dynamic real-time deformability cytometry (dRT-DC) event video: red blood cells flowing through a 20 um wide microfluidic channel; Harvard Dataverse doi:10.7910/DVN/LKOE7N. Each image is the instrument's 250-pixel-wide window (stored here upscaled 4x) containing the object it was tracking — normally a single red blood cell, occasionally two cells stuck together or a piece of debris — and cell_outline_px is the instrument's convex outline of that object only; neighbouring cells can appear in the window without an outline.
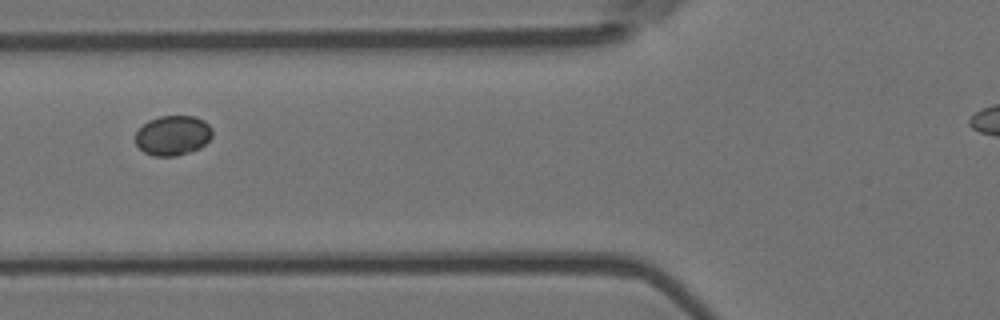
{"species": "Egyptian fruit bat (a non-hibernating species)", "species_latin": "Rousettus aegyptiacus", "temperature_condition": "room temperature", "stored_images_in_passage": 5, "camera_frame_rate_fps": 3000, "um_per_image_px": 0.085, "animal": {"sex": "female"}, "frame": {"image": 1, "passage_image": 3, "time_ms": 0.667, "image_size_px": [1000, 320], "cell_outline_px": [[212, 136], [200, 148], [176, 156], [152, 156], [144, 152], [136, 144], [136, 132], [148, 120], [160, 116], [196, 116], [204, 120], [212, 128]], "centroid_in_image_um": [14.7, 11.5], "position_along_channel_um": 111.1, "area_um2": 17.86}}
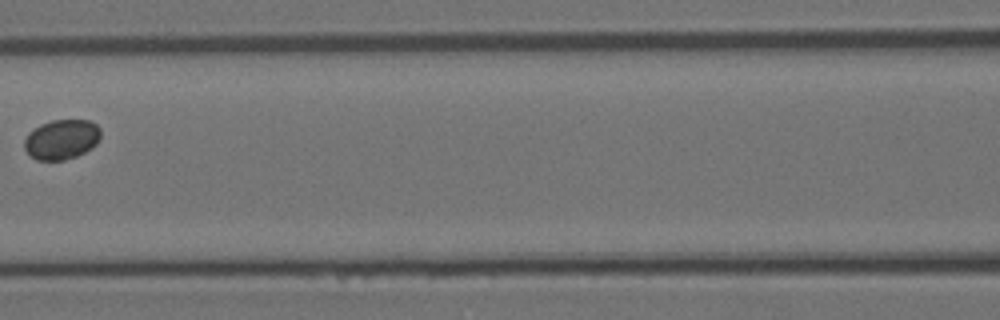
{"frame": {"image": 2, "passage_image": 4, "time_ms": 1.0, "image_size_px": [1000, 320], "cell_outline_px": [[100, 136], [96, 144], [92, 148], [76, 156], [64, 160], [36, 160], [24, 148], [24, 140], [28, 132], [40, 124], [52, 120], [88, 120], [96, 124], [100, 128]], "centroid_in_image_um": [5.22, 11.84], "position_along_channel_um": 161.4, "area_um2": 17.74}}
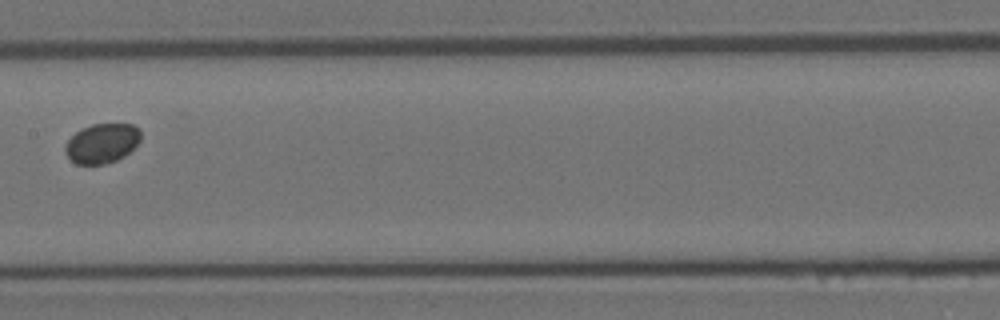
{"frame": {"image": 3, "passage_image": 5, "time_ms": 1.333, "image_size_px": [1000, 320], "cell_outline_px": [[140, 140], [124, 156], [116, 160], [104, 164], [76, 164], [64, 152], [64, 148], [68, 140], [76, 132], [92, 124], [132, 124], [140, 128]], "centroid_in_image_um": [8.67, 12.18], "position_along_channel_um": 198.7, "area_um2": 17.22}}